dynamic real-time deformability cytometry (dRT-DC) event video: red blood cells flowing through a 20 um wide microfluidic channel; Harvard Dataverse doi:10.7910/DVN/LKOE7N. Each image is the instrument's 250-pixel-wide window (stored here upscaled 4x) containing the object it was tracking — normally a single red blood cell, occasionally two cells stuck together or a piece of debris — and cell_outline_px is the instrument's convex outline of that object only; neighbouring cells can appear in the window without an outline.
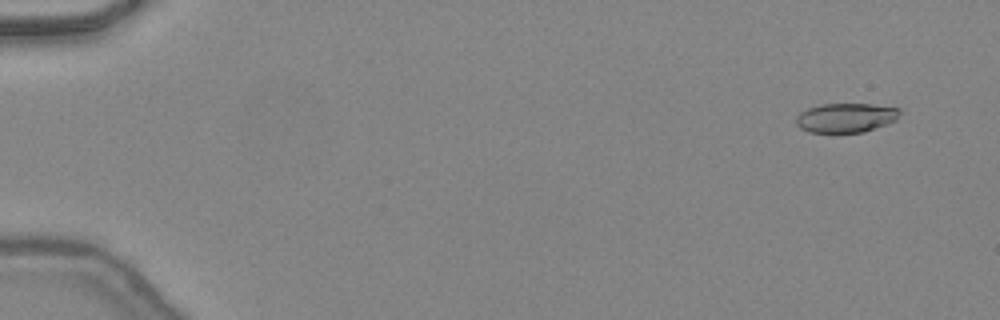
{"species": "common noctule bat (a hibernating species)", "species_latin": "Nyctalus noctula", "temperature_condition": "warm", "stored_images_in_passage": 48, "camera_frame_rate_fps": 3000, "um_per_image_px": 0.085, "animal": {"sex": "female", "body_mass_g": 24.6, "forearm_length_mm": 56.2}, "frame": {"image": 1, "passage_image": 4, "time_ms": 1.0, "image_size_px": [1000, 320], "cell_outline_px": [[900, 112], [896, 120], [864, 132], [808, 132], [800, 128], [796, 124], [796, 116], [800, 112], [808, 108], [820, 104], [872, 104], [900, 108]], "centroid_in_image_um": [71.88, 10.0], "position_along_channel_um": 13.1, "area_um2": 17.69}}
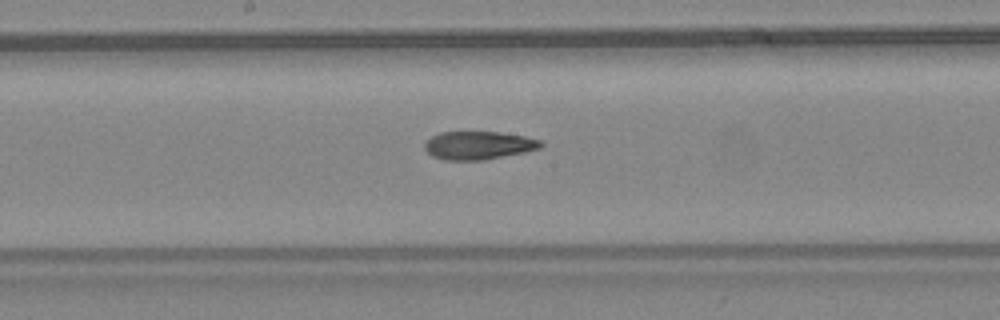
{"frame": {"image": 2, "passage_image": 27, "time_ms": 8.667, "image_size_px": [1000, 320], "cell_outline_px": [[544, 144], [540, 148], [524, 152], [484, 160], [444, 160], [432, 156], [424, 148], [424, 144], [432, 136], [440, 132], [500, 132], [524, 136], [540, 140]], "centroid_in_image_um": [40.67, 12.35], "position_along_channel_um": 207.5, "area_um2": 19.02}}
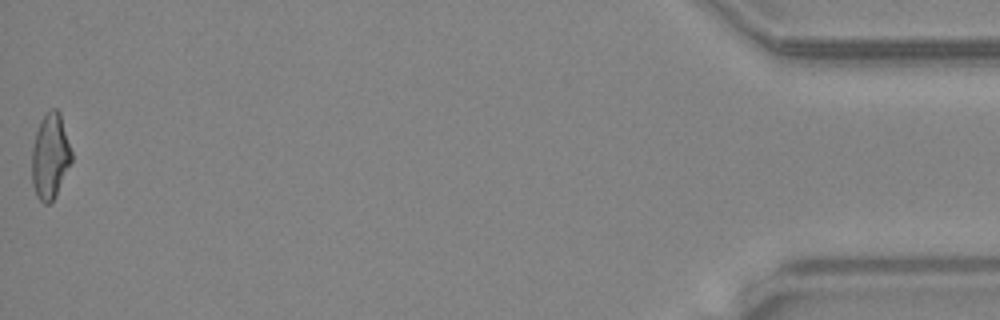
{"frame": {"image": 3, "passage_image": 48, "time_ms": 15.667, "image_size_px": [1000, 320], "cell_outline_px": [[72, 160], [56, 196], [48, 204], [44, 204], [36, 196], [32, 184], [32, 148], [36, 132], [40, 120], [52, 108], [56, 108], [60, 112], [72, 152]], "centroid_in_image_um": [4.26, 13.29], "position_along_channel_um": 430.9, "area_um2": 19.77}, "authors_computed_cell_mechanics": {"area_um2": 19.4208, "velocity_mm_per_s": 4.4967, "shape_relaxation_time_tau1_ms": 7.1225, "shape_relaxation_time_tau2_ms": 3.5038, "deformation_change_tau1": 0.2316, "deformation_change_tau2": 0.1351}}